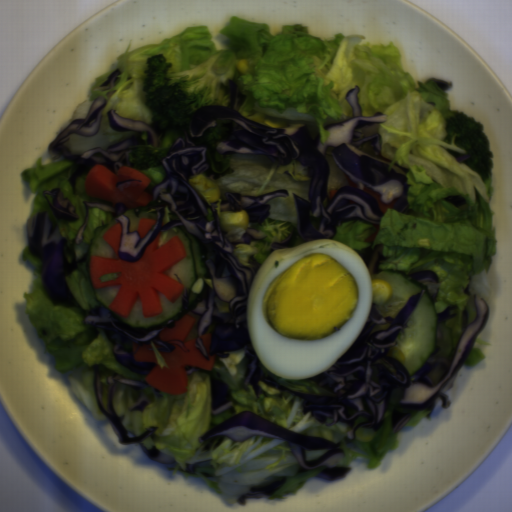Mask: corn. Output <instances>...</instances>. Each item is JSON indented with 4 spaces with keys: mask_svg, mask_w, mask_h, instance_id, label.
Listing matches in <instances>:
<instances>
[{
    "mask_svg": "<svg viewBox=\"0 0 512 512\" xmlns=\"http://www.w3.org/2000/svg\"><path fill=\"white\" fill-rule=\"evenodd\" d=\"M222 230H230L235 228H244L249 224V215L247 211L242 212H223L220 217Z\"/></svg>",
    "mask_w": 512,
    "mask_h": 512,
    "instance_id": "51d56268",
    "label": "corn"
},
{
    "mask_svg": "<svg viewBox=\"0 0 512 512\" xmlns=\"http://www.w3.org/2000/svg\"><path fill=\"white\" fill-rule=\"evenodd\" d=\"M214 301H215V305L219 311H221L224 314H228V312L230 310L229 301H223L219 297H215Z\"/></svg>",
    "mask_w": 512,
    "mask_h": 512,
    "instance_id": "79e197a2",
    "label": "corn"
},
{
    "mask_svg": "<svg viewBox=\"0 0 512 512\" xmlns=\"http://www.w3.org/2000/svg\"><path fill=\"white\" fill-rule=\"evenodd\" d=\"M375 436V431L365 428L355 430L354 438L363 442H370Z\"/></svg>",
    "mask_w": 512,
    "mask_h": 512,
    "instance_id": "5cfa1b94",
    "label": "corn"
},
{
    "mask_svg": "<svg viewBox=\"0 0 512 512\" xmlns=\"http://www.w3.org/2000/svg\"><path fill=\"white\" fill-rule=\"evenodd\" d=\"M264 123L267 124L272 129L282 128V127H285V125H286L285 122L278 121V120H271L268 118L266 120H264Z\"/></svg>",
    "mask_w": 512,
    "mask_h": 512,
    "instance_id": "30e3d8cc",
    "label": "corn"
},
{
    "mask_svg": "<svg viewBox=\"0 0 512 512\" xmlns=\"http://www.w3.org/2000/svg\"><path fill=\"white\" fill-rule=\"evenodd\" d=\"M207 284V287H210L211 289L214 288L213 280L212 279H202L199 278L195 281L191 293L199 294L203 291L204 285Z\"/></svg>",
    "mask_w": 512,
    "mask_h": 512,
    "instance_id": "2b8c4276",
    "label": "corn"
},
{
    "mask_svg": "<svg viewBox=\"0 0 512 512\" xmlns=\"http://www.w3.org/2000/svg\"><path fill=\"white\" fill-rule=\"evenodd\" d=\"M373 299L378 304L387 303L393 296V288L390 283L384 280H372Z\"/></svg>",
    "mask_w": 512,
    "mask_h": 512,
    "instance_id": "f1292c28",
    "label": "corn"
},
{
    "mask_svg": "<svg viewBox=\"0 0 512 512\" xmlns=\"http://www.w3.org/2000/svg\"><path fill=\"white\" fill-rule=\"evenodd\" d=\"M206 201L209 203H216L221 197L220 187H212L206 190L203 194Z\"/></svg>",
    "mask_w": 512,
    "mask_h": 512,
    "instance_id": "cfcad685",
    "label": "corn"
},
{
    "mask_svg": "<svg viewBox=\"0 0 512 512\" xmlns=\"http://www.w3.org/2000/svg\"><path fill=\"white\" fill-rule=\"evenodd\" d=\"M236 66H237L239 73H241L243 75L246 74L249 70L248 62L245 59L239 60L238 63L236 64Z\"/></svg>",
    "mask_w": 512,
    "mask_h": 512,
    "instance_id": "6a14855c",
    "label": "corn"
}]
</instances>
